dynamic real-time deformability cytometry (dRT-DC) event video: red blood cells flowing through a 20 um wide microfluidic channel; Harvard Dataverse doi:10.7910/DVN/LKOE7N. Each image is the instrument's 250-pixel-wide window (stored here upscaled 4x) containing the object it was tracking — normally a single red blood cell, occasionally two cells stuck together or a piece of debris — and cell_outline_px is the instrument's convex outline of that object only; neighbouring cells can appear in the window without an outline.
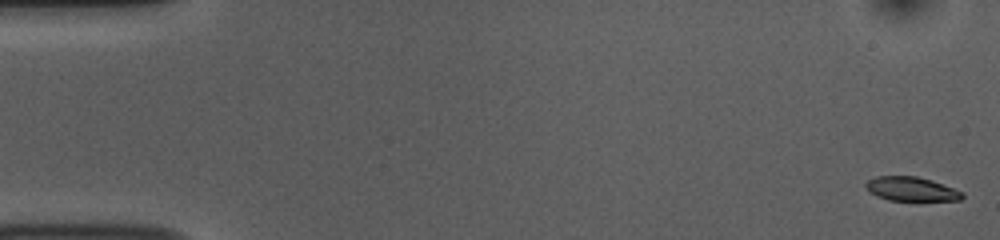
{"species": "common noctule bat (a hibernating species)", "species_latin": "Nyctalus noctula", "temperature_condition": "room temperature", "stored_images_in_passage": 54, "camera_frame_rate_fps": 3000, "um_per_image_px": 0.085, "animal": {"sex": "female", "body_mass_g": 10.0, "forearm_length_mm": 53.1}, "frame": {"image": 1, "passage_image": 1, "time_ms": 0.0, "image_size_px": [1000, 240], "cell_outline_px": [[964, 196], [960, 200], [920, 204], [916, 204], [888, 200], [876, 196], [868, 192], [864, 184], [868, 180], [876, 176], [916, 176], [932, 180], [964, 192]], "centroid_in_image_um": [77.5, 16.14], "position_along_channel_um": 7.5, "area_um2": 14.68}}
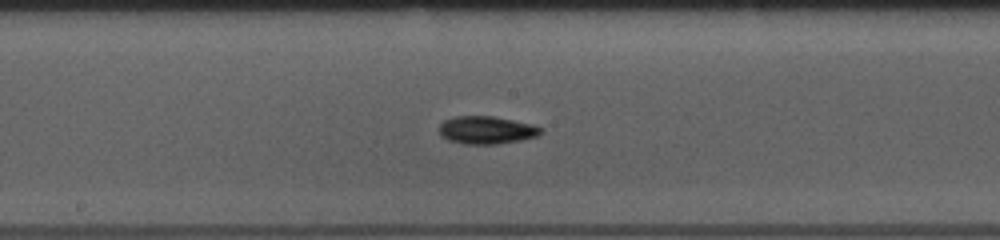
{"frame": {"image": 2, "passage_image": 28, "time_ms": 9.0, "image_size_px": [1000, 240], "cell_outline_px": [[544, 132], [536, 136], [520, 140], [496, 144], [464, 144], [448, 140], [440, 136], [440, 124], [444, 120], [456, 116], [492, 116], [532, 124], [544, 128]], "centroid_in_image_um": [41.36, 11.06], "position_along_channel_um": 206.8, "area_um2": 16.47}}
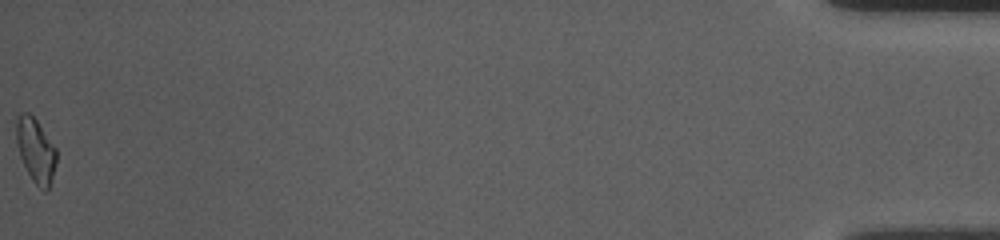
{"frame": {"image": 3, "passage_image": 54, "time_ms": 17.667, "image_size_px": [1000, 240], "cell_outline_px": [[56, 164], [48, 188], [44, 192], [32, 180], [20, 156], [16, 144], [16, 120], [20, 112], [28, 112], [36, 120], [56, 148]], "centroid_in_image_um": [3.02, 12.76], "position_along_channel_um": 432.2, "area_um2": 14.8}, "authors_computed_cell_mechanics": {"area_um2": 14.9991, "velocity_mm_per_s": 3.7403, "shape_relaxation_time_tau1_ms": 3.5783, "shape_relaxation_time_tau2_ms": 6.9276, "deformation_change_tau1": 0.1176, "deformation_change_tau2": 0.1345}}